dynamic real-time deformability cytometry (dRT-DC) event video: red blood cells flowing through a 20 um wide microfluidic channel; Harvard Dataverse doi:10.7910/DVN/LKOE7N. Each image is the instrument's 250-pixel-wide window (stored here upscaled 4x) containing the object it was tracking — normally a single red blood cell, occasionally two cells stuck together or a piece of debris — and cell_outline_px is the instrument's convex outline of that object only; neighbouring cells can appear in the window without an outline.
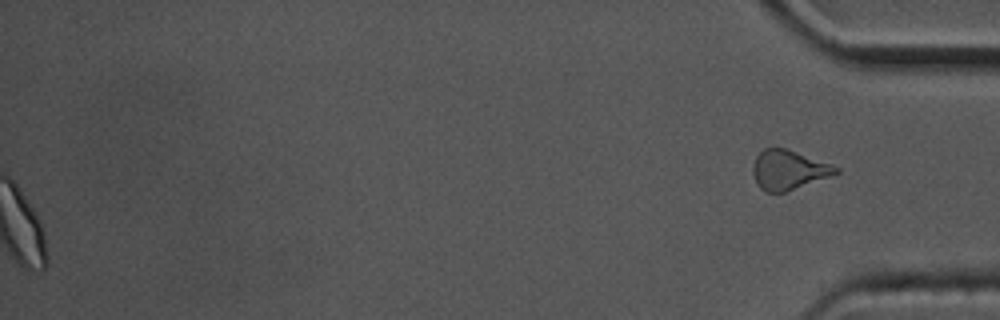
{"species": "common noctule bat (a hibernating species)", "species_latin": "Nyctalus noctula", "temperature_condition": "cold", "stored_images_in_passage": 57, "segment_of_instrument_passage": [2, 2], "camera_frame_rate_fps": 3000, "um_per_image_px": 0.085, "animal": {"sex": "male", "body_mass_g": 17.5, "forearm_length_mm": 52.3}, "frame": {"image": 1, "passage_image": 57, "time_ms": 18.667, "image_size_px": [1000, 320], "cell_outline_px": [[840, 172], [832, 176], [784, 192], [764, 192], [760, 188], [752, 172], [752, 168], [756, 156], [764, 148], [784, 148], [832, 164], [840, 168]], "centroid_in_image_um": [67.04, 14.44], "position_along_channel_um": 368.2, "area_um2": 18.96}}